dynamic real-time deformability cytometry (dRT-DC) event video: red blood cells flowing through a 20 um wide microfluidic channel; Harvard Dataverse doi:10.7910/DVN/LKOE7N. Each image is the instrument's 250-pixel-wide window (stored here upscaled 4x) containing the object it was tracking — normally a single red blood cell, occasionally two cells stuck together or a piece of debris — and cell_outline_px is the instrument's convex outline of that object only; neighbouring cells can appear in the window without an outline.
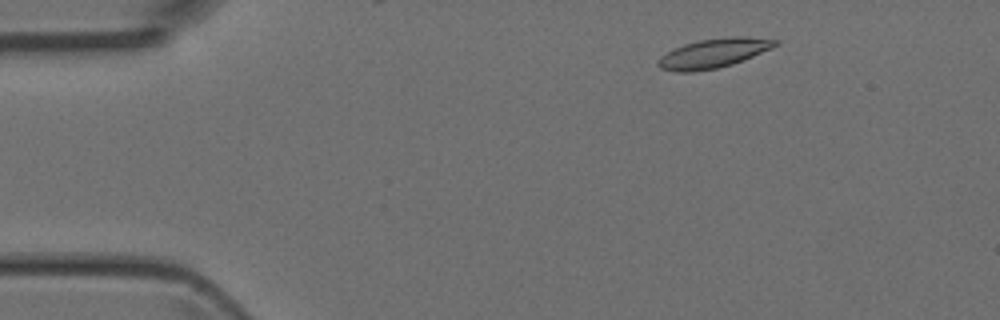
{"species": "Egyptian fruit bat (a non-hibernating species)", "species_latin": "Rousettus aegyptiacus", "temperature_condition": "room temperature", "stored_images_in_passage": 45, "camera_frame_rate_fps": 3000, "um_per_image_px": 0.085, "animal": {"sex": "female"}, "frame": {"image": 1, "passage_image": 4, "time_ms": 1.0, "image_size_px": [1000, 320], "cell_outline_px": [[780, 44], [772, 48], [744, 60], [732, 64], [716, 68], [692, 72], [676, 72], [660, 68], [656, 64], [656, 60], [660, 56], [684, 44], [700, 40], [732, 36], [744, 36], [780, 40]], "centroid_in_image_um": [60.67, 4.52], "position_along_channel_um": 24.3, "area_um2": 20.06}}
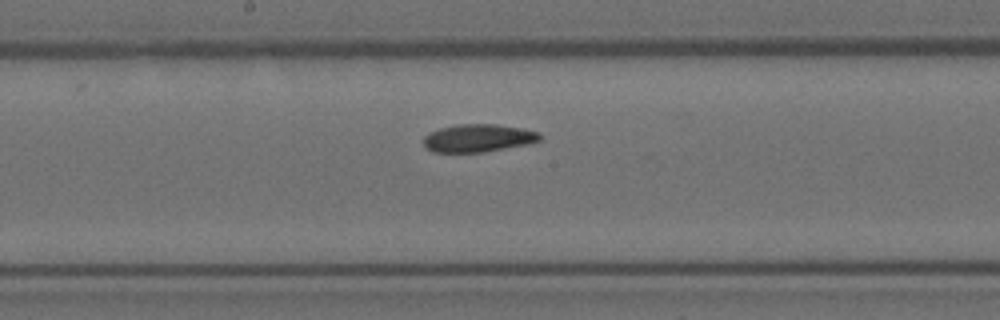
{"frame": {"image": 2, "passage_image": 22, "time_ms": 7.0, "image_size_px": [1000, 320], "cell_outline_px": [[540, 140], [528, 144], [484, 152], [432, 152], [424, 148], [424, 136], [428, 132], [440, 128], [456, 124], [496, 124], [520, 128], [540, 132]], "centroid_in_image_um": [40.6, 11.74], "position_along_channel_um": 207.6, "area_um2": 18.96}}
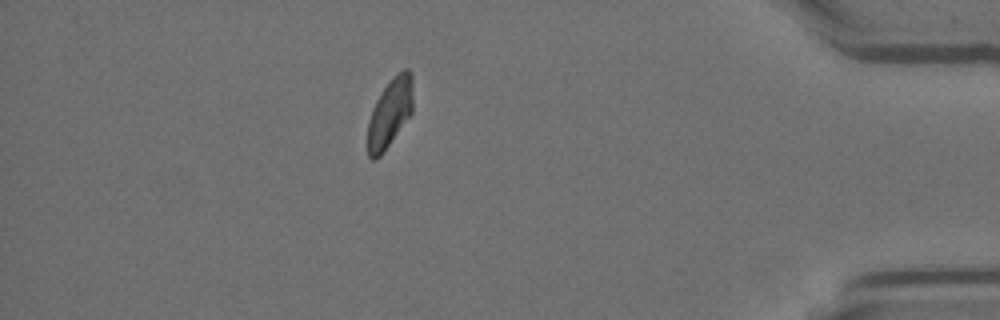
{"frame": {"image": 3, "passage_image": 39, "time_ms": 12.667, "image_size_px": [1000, 320], "cell_outline_px": [[412, 112], [380, 156], [376, 160], [372, 160], [368, 156], [368, 120], [372, 108], [376, 100], [392, 76], [396, 72], [404, 68], [408, 68], [412, 72]], "centroid_in_image_um": [33.13, 9.55], "position_along_channel_um": 402.1, "area_um2": 18.09}}